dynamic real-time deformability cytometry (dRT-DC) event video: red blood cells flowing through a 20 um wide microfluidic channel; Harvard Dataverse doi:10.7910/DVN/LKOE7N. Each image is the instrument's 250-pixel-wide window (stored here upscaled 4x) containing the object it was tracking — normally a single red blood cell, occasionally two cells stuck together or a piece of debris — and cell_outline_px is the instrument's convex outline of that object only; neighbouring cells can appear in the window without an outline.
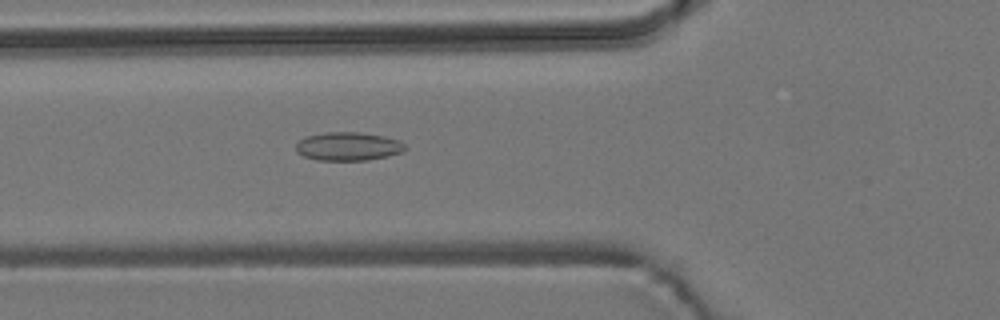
{"species": "common noctule bat (a hibernating species)", "species_latin": "Nyctalus noctula", "temperature_condition": "room temperature", "stored_images_in_passage": 17, "camera_frame_rate_fps": 3000, "um_per_image_px": 0.085, "animal": {"sex": "male", "body_mass_g": 19.2, "forearm_length_mm": 51.8}, "frame": {"image": 1, "passage_image": 6, "time_ms": 1.667, "image_size_px": [1000, 320], "cell_outline_px": [[408, 148], [400, 152], [388, 156], [368, 160], [316, 160], [304, 156], [296, 152], [296, 144], [304, 136], [328, 132], [360, 132], [384, 136], [400, 140]], "centroid_in_image_um": [29.59, 12.44], "position_along_channel_um": 96.2, "area_um2": 18.21}}
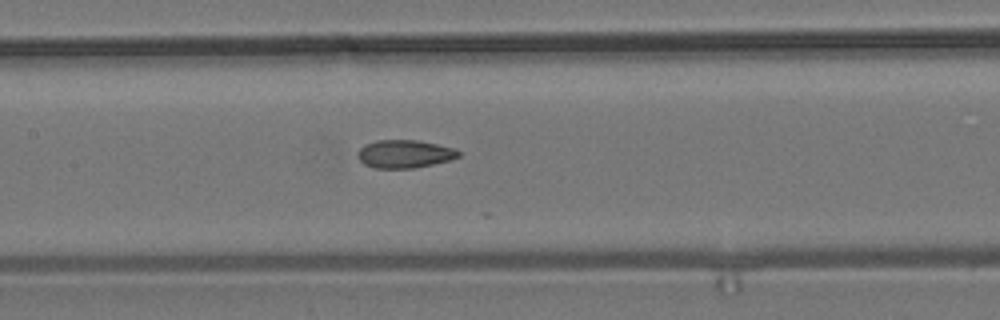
{"frame": {"image": 2, "passage_image": 12, "time_ms": 3.667, "image_size_px": [1000, 320], "cell_outline_px": [[460, 156], [452, 160], [412, 168], [376, 168], [364, 164], [356, 156], [356, 152], [364, 144], [376, 140], [416, 140], [456, 148], [460, 152]], "centroid_in_image_um": [34.38, 13.08], "position_along_channel_um": 173.0, "area_um2": 16.59}}
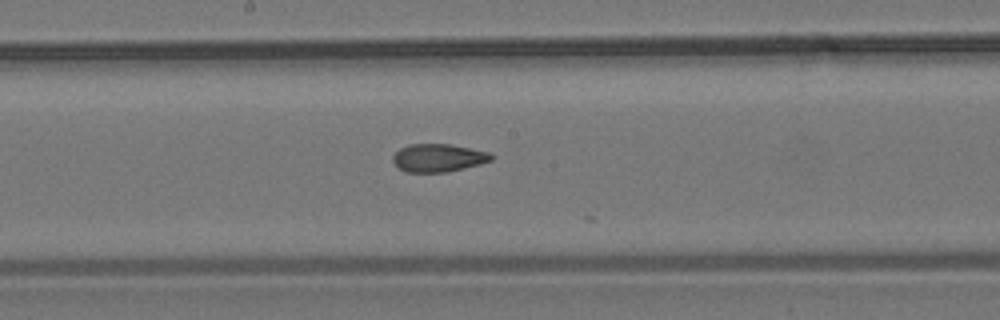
{"frame": {"image": 3, "passage_image": 15, "time_ms": 4.667, "image_size_px": [1000, 320], "cell_outline_px": [[496, 156], [492, 160], [480, 164], [448, 172], [404, 172], [392, 160], [392, 156], [400, 148], [408, 144], [448, 144], [492, 152]], "centroid_in_image_um": [37.29, 13.41], "position_along_channel_um": 210.9, "area_um2": 16.18}}